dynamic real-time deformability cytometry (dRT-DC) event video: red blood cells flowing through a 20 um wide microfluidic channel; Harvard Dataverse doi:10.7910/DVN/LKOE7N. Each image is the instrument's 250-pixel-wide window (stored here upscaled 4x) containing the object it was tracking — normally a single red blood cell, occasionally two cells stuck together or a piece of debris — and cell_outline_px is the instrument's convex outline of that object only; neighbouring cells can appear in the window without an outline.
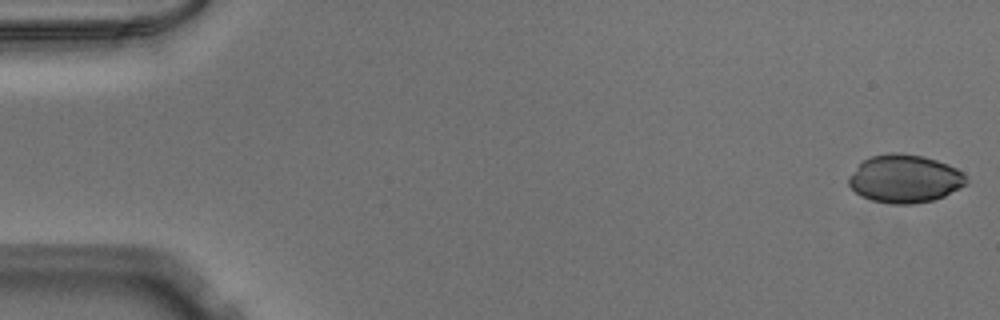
{"species": "Egyptian fruit bat (a non-hibernating species)", "species_latin": "Rousettus aegyptiacus", "temperature_condition": "warm", "stored_images_in_passage": 47, "camera_frame_rate_fps": 3000, "um_per_image_px": 0.085, "animal": {"sex": "male"}, "frame": {"image": 1, "passage_image": 1, "time_ms": 0.0, "image_size_px": [1000, 320], "cell_outline_px": [[968, 184], [944, 196], [932, 200], [912, 204], [892, 204], [872, 200], [860, 196], [848, 184], [848, 176], [864, 160], [872, 156], [892, 152], [896, 152], [924, 156], [948, 164], [964, 172], [968, 176]], "centroid_in_image_um": [76.94, 15.19], "position_along_channel_um": 8.1, "area_um2": 33.06}}
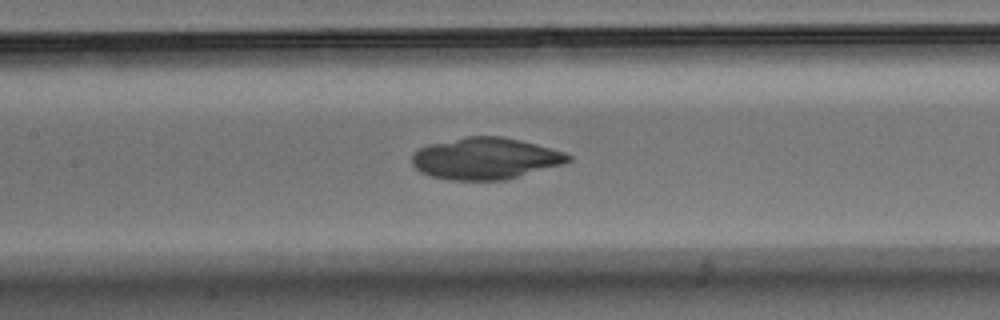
{"frame": {"image": 2, "passage_image": 24, "time_ms": 7.667, "image_size_px": [1000, 320], "cell_outline_px": [[572, 160], [564, 164], [504, 180], [448, 180], [432, 176], [420, 172], [412, 164], [412, 156], [420, 148], [428, 144], [468, 136], [500, 136], [520, 140], [536, 144], [564, 152], [572, 156]], "centroid_in_image_um": [41.27, 13.47], "position_along_channel_um": 166.1, "area_um2": 37.8}}
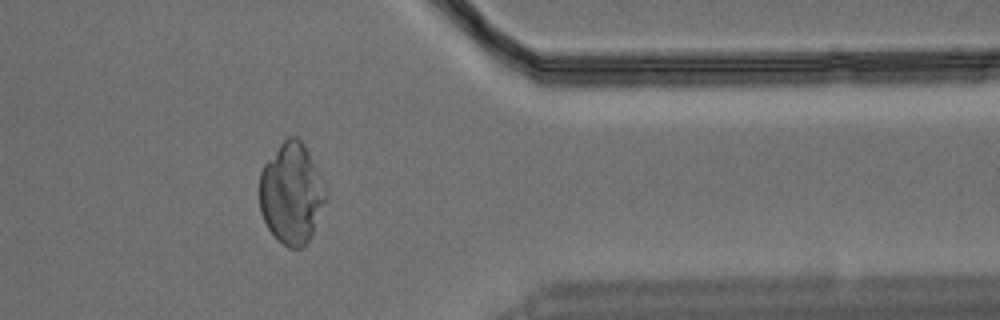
{"frame": {"image": 3, "passage_image": 42, "time_ms": 13.667, "image_size_px": [1000, 320], "cell_outline_px": [[328, 200], [308, 240], [300, 248], [288, 248], [268, 228], [260, 212], [260, 172], [264, 164], [280, 144], [288, 136], [296, 136], [304, 144], [324, 184], [328, 196]], "centroid_in_image_um": [24.78, 16.43], "position_along_channel_um": 386.6, "area_um2": 38.61}}